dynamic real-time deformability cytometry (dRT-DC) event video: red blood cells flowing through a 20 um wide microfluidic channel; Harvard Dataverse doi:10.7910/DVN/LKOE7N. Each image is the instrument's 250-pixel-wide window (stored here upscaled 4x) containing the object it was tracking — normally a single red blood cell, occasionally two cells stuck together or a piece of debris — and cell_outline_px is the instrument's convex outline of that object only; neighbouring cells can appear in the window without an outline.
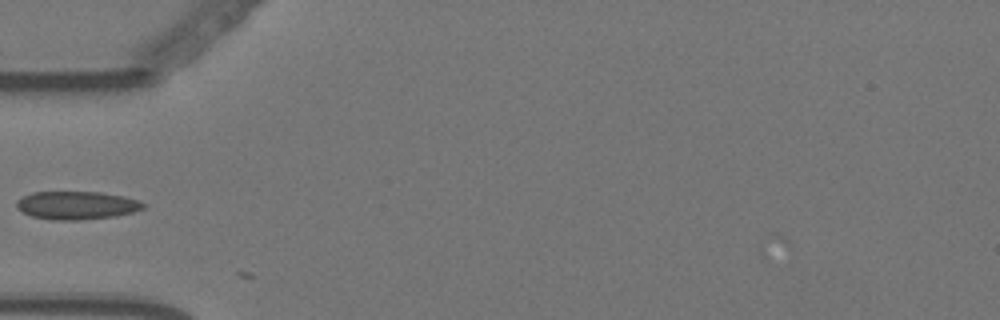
{"species": "Egyptian fruit bat (a non-hibernating species)", "species_latin": "Rousettus aegyptiacus", "temperature_condition": "warm", "stored_images_in_passage": 2, "camera_frame_rate_fps": 3000, "um_per_image_px": 0.085, "animal": {"sex": "female"}, "frame": {"image": 1, "passage_image": 1, "time_ms": 0.0, "image_size_px": [1000, 320], "cell_outline_px": [[148, 204], [144, 208], [132, 212], [116, 216], [80, 220], [48, 220], [32, 216], [16, 208], [16, 200], [32, 192], [100, 192], [124, 196], [140, 200]], "centroid_in_image_um": [6.54, 17.45], "position_along_channel_um": 78.5, "area_um2": 20.98}}